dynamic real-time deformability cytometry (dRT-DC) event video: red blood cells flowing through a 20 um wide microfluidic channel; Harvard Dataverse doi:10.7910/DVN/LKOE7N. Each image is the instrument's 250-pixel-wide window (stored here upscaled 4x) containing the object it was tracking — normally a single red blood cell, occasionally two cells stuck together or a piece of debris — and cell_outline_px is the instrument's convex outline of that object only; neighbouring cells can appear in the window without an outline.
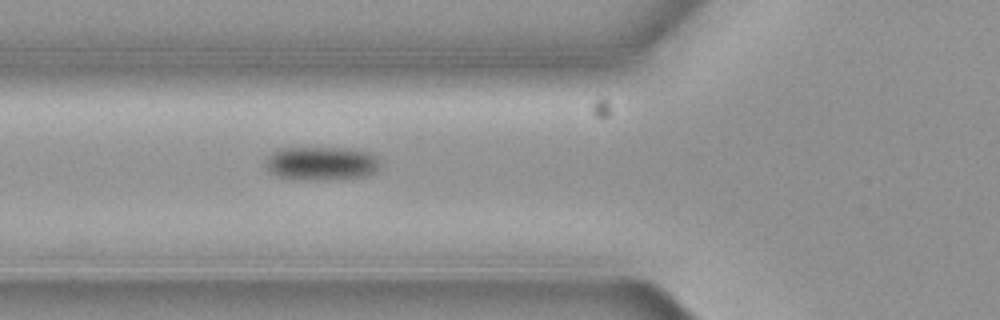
{"species": "common noctule bat (a hibernating species)", "species_latin": "Nyctalus noctula", "temperature_condition": "cold", "stored_images_in_passage": 6, "camera_frame_rate_fps": 3000, "um_per_image_px": 0.085, "animal": {"sex": "female", "body_mass_g": 19.3, "forearm_length_mm": 54.1}, "frame": {"image": 1, "passage_image": 6, "time_ms": 1.667, "image_size_px": [1000, 320], "cell_outline_px": [[380, 168], [368, 176], [324, 180], [300, 180], [276, 176], [264, 164], [264, 160], [276, 148], [348, 148], [368, 152], [376, 156], [380, 160]], "centroid_in_image_um": [27.32, 13.89], "position_along_channel_um": 98.5, "area_um2": 22.83}}